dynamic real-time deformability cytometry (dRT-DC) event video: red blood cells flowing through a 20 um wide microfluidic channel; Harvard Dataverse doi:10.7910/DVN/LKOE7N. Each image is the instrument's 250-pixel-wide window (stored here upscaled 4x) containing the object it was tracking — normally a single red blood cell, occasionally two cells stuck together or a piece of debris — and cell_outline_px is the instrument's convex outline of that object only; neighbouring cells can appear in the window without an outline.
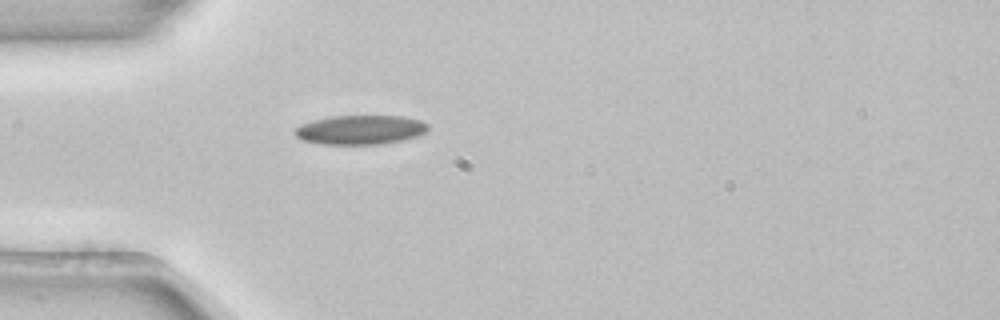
{"species": "common noctule bat (a hibernating species)", "species_latin": "Nyctalus noctula", "temperature_condition": "room temperature", "stored_images_in_passage": 1, "camera_frame_rate_fps": 3000, "um_per_image_px": 0.085, "animal": {"sex": "female", "body_mass_g": 22.7, "forearm_length_mm": 54.2}, "frame": {"image": 1, "passage_image": 1, "time_ms": 0.0, "image_size_px": [1000, 320], "cell_outline_px": [[428, 128], [424, 132], [416, 136], [400, 140], [380, 144], [320, 144], [304, 140], [296, 136], [292, 132], [300, 124], [312, 120], [332, 116], [404, 116], [420, 120], [428, 124]], "centroid_in_image_um": [30.59, 11.02], "position_along_channel_um": 54.4, "area_um2": 22.6}}